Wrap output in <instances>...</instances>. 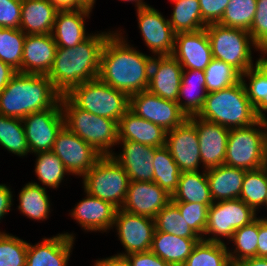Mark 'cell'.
<instances>
[{
    "instance_id": "cell-1",
    "label": "cell",
    "mask_w": 267,
    "mask_h": 266,
    "mask_svg": "<svg viewBox=\"0 0 267 266\" xmlns=\"http://www.w3.org/2000/svg\"><path fill=\"white\" fill-rule=\"evenodd\" d=\"M121 31H113L103 45L98 78L130 96L147 90L153 56L131 46Z\"/></svg>"
},
{
    "instance_id": "cell-2",
    "label": "cell",
    "mask_w": 267,
    "mask_h": 266,
    "mask_svg": "<svg viewBox=\"0 0 267 266\" xmlns=\"http://www.w3.org/2000/svg\"><path fill=\"white\" fill-rule=\"evenodd\" d=\"M113 31L91 33L72 48L57 47L47 76L54 88L66 95L73 87L98 78L103 45Z\"/></svg>"
},
{
    "instance_id": "cell-3",
    "label": "cell",
    "mask_w": 267,
    "mask_h": 266,
    "mask_svg": "<svg viewBox=\"0 0 267 266\" xmlns=\"http://www.w3.org/2000/svg\"><path fill=\"white\" fill-rule=\"evenodd\" d=\"M61 96L47 75L17 72L0 92V114L23 119L52 108Z\"/></svg>"
},
{
    "instance_id": "cell-4",
    "label": "cell",
    "mask_w": 267,
    "mask_h": 266,
    "mask_svg": "<svg viewBox=\"0 0 267 266\" xmlns=\"http://www.w3.org/2000/svg\"><path fill=\"white\" fill-rule=\"evenodd\" d=\"M197 116L228 129L250 126L262 117L251 104L242 80L225 89L207 93Z\"/></svg>"
},
{
    "instance_id": "cell-5",
    "label": "cell",
    "mask_w": 267,
    "mask_h": 266,
    "mask_svg": "<svg viewBox=\"0 0 267 266\" xmlns=\"http://www.w3.org/2000/svg\"><path fill=\"white\" fill-rule=\"evenodd\" d=\"M60 103L65 126L90 144L100 155H111L118 143V122L78 108L66 95Z\"/></svg>"
},
{
    "instance_id": "cell-6",
    "label": "cell",
    "mask_w": 267,
    "mask_h": 266,
    "mask_svg": "<svg viewBox=\"0 0 267 266\" xmlns=\"http://www.w3.org/2000/svg\"><path fill=\"white\" fill-rule=\"evenodd\" d=\"M214 59L224 61L235 68L241 75L254 67L261 59H253L252 49L260 51L247 30L232 28L218 23L208 24L206 27Z\"/></svg>"
},
{
    "instance_id": "cell-7",
    "label": "cell",
    "mask_w": 267,
    "mask_h": 266,
    "mask_svg": "<svg viewBox=\"0 0 267 266\" xmlns=\"http://www.w3.org/2000/svg\"><path fill=\"white\" fill-rule=\"evenodd\" d=\"M66 96L78 107L94 115L119 122L129 110L130 96L99 78L73 87Z\"/></svg>"
},
{
    "instance_id": "cell-8",
    "label": "cell",
    "mask_w": 267,
    "mask_h": 266,
    "mask_svg": "<svg viewBox=\"0 0 267 266\" xmlns=\"http://www.w3.org/2000/svg\"><path fill=\"white\" fill-rule=\"evenodd\" d=\"M82 179L83 190L121 209L130 180L124 168L113 157L101 156Z\"/></svg>"
},
{
    "instance_id": "cell-9",
    "label": "cell",
    "mask_w": 267,
    "mask_h": 266,
    "mask_svg": "<svg viewBox=\"0 0 267 266\" xmlns=\"http://www.w3.org/2000/svg\"><path fill=\"white\" fill-rule=\"evenodd\" d=\"M264 133L265 117L250 126L230 129L224 164L246 171L263 167Z\"/></svg>"
},
{
    "instance_id": "cell-10",
    "label": "cell",
    "mask_w": 267,
    "mask_h": 266,
    "mask_svg": "<svg viewBox=\"0 0 267 266\" xmlns=\"http://www.w3.org/2000/svg\"><path fill=\"white\" fill-rule=\"evenodd\" d=\"M257 216V213L240 199L213 202L208 210V222L202 239L224 244L223 239L229 241L237 229L250 224Z\"/></svg>"
},
{
    "instance_id": "cell-11",
    "label": "cell",
    "mask_w": 267,
    "mask_h": 266,
    "mask_svg": "<svg viewBox=\"0 0 267 266\" xmlns=\"http://www.w3.org/2000/svg\"><path fill=\"white\" fill-rule=\"evenodd\" d=\"M22 122L30 153L51 151L57 134L65 126L60 101L50 109L29 114Z\"/></svg>"
},
{
    "instance_id": "cell-12",
    "label": "cell",
    "mask_w": 267,
    "mask_h": 266,
    "mask_svg": "<svg viewBox=\"0 0 267 266\" xmlns=\"http://www.w3.org/2000/svg\"><path fill=\"white\" fill-rule=\"evenodd\" d=\"M129 109L166 131L182 125L188 119L177 102L161 98L148 90L130 95Z\"/></svg>"
},
{
    "instance_id": "cell-13",
    "label": "cell",
    "mask_w": 267,
    "mask_h": 266,
    "mask_svg": "<svg viewBox=\"0 0 267 266\" xmlns=\"http://www.w3.org/2000/svg\"><path fill=\"white\" fill-rule=\"evenodd\" d=\"M114 228L125 249L117 255L126 256L150 250L155 232L154 219L117 209L112 230Z\"/></svg>"
},
{
    "instance_id": "cell-14",
    "label": "cell",
    "mask_w": 267,
    "mask_h": 266,
    "mask_svg": "<svg viewBox=\"0 0 267 266\" xmlns=\"http://www.w3.org/2000/svg\"><path fill=\"white\" fill-rule=\"evenodd\" d=\"M71 175L83 177L102 156L90 144L64 126L51 150Z\"/></svg>"
},
{
    "instance_id": "cell-15",
    "label": "cell",
    "mask_w": 267,
    "mask_h": 266,
    "mask_svg": "<svg viewBox=\"0 0 267 266\" xmlns=\"http://www.w3.org/2000/svg\"><path fill=\"white\" fill-rule=\"evenodd\" d=\"M136 13L142 40L152 56L172 55L175 33L169 20L151 5L136 10Z\"/></svg>"
},
{
    "instance_id": "cell-16",
    "label": "cell",
    "mask_w": 267,
    "mask_h": 266,
    "mask_svg": "<svg viewBox=\"0 0 267 266\" xmlns=\"http://www.w3.org/2000/svg\"><path fill=\"white\" fill-rule=\"evenodd\" d=\"M165 146L181 172L200 171L202 163L197 130L189 119L167 131Z\"/></svg>"
},
{
    "instance_id": "cell-17",
    "label": "cell",
    "mask_w": 267,
    "mask_h": 266,
    "mask_svg": "<svg viewBox=\"0 0 267 266\" xmlns=\"http://www.w3.org/2000/svg\"><path fill=\"white\" fill-rule=\"evenodd\" d=\"M188 119L195 125L198 135L203 170L224 164L230 129L204 120L197 115Z\"/></svg>"
},
{
    "instance_id": "cell-18",
    "label": "cell",
    "mask_w": 267,
    "mask_h": 266,
    "mask_svg": "<svg viewBox=\"0 0 267 266\" xmlns=\"http://www.w3.org/2000/svg\"><path fill=\"white\" fill-rule=\"evenodd\" d=\"M171 201V195L154 181H129L122 210L154 219L157 213Z\"/></svg>"
},
{
    "instance_id": "cell-19",
    "label": "cell",
    "mask_w": 267,
    "mask_h": 266,
    "mask_svg": "<svg viewBox=\"0 0 267 266\" xmlns=\"http://www.w3.org/2000/svg\"><path fill=\"white\" fill-rule=\"evenodd\" d=\"M172 56L183 70L204 71L213 59L206 29L175 34Z\"/></svg>"
},
{
    "instance_id": "cell-20",
    "label": "cell",
    "mask_w": 267,
    "mask_h": 266,
    "mask_svg": "<svg viewBox=\"0 0 267 266\" xmlns=\"http://www.w3.org/2000/svg\"><path fill=\"white\" fill-rule=\"evenodd\" d=\"M75 239L73 233L64 232L28 243L25 266H68Z\"/></svg>"
},
{
    "instance_id": "cell-21",
    "label": "cell",
    "mask_w": 267,
    "mask_h": 266,
    "mask_svg": "<svg viewBox=\"0 0 267 266\" xmlns=\"http://www.w3.org/2000/svg\"><path fill=\"white\" fill-rule=\"evenodd\" d=\"M183 68L172 55L153 56L147 90L161 98L177 102Z\"/></svg>"
},
{
    "instance_id": "cell-22",
    "label": "cell",
    "mask_w": 267,
    "mask_h": 266,
    "mask_svg": "<svg viewBox=\"0 0 267 266\" xmlns=\"http://www.w3.org/2000/svg\"><path fill=\"white\" fill-rule=\"evenodd\" d=\"M85 198L75 204L70 210V217H73L85 230V232H109L115 220L117 208L109 202L103 201L90 195L84 190Z\"/></svg>"
},
{
    "instance_id": "cell-23",
    "label": "cell",
    "mask_w": 267,
    "mask_h": 266,
    "mask_svg": "<svg viewBox=\"0 0 267 266\" xmlns=\"http://www.w3.org/2000/svg\"><path fill=\"white\" fill-rule=\"evenodd\" d=\"M121 143V144H120ZM122 146L120 153H113V157L126 171L130 181H153V159L155 148L129 140H118Z\"/></svg>"
},
{
    "instance_id": "cell-24",
    "label": "cell",
    "mask_w": 267,
    "mask_h": 266,
    "mask_svg": "<svg viewBox=\"0 0 267 266\" xmlns=\"http://www.w3.org/2000/svg\"><path fill=\"white\" fill-rule=\"evenodd\" d=\"M56 48L52 33L26 35L23 45L22 73L47 75L52 67Z\"/></svg>"
},
{
    "instance_id": "cell-25",
    "label": "cell",
    "mask_w": 267,
    "mask_h": 266,
    "mask_svg": "<svg viewBox=\"0 0 267 266\" xmlns=\"http://www.w3.org/2000/svg\"><path fill=\"white\" fill-rule=\"evenodd\" d=\"M91 12L88 9L57 11L52 31L57 47L72 48L91 35L85 27V20L90 18Z\"/></svg>"
},
{
    "instance_id": "cell-26",
    "label": "cell",
    "mask_w": 267,
    "mask_h": 266,
    "mask_svg": "<svg viewBox=\"0 0 267 266\" xmlns=\"http://www.w3.org/2000/svg\"><path fill=\"white\" fill-rule=\"evenodd\" d=\"M166 136L164 128L137 116L130 109L118 122V140H129L156 148L165 146Z\"/></svg>"
},
{
    "instance_id": "cell-27",
    "label": "cell",
    "mask_w": 267,
    "mask_h": 266,
    "mask_svg": "<svg viewBox=\"0 0 267 266\" xmlns=\"http://www.w3.org/2000/svg\"><path fill=\"white\" fill-rule=\"evenodd\" d=\"M246 170L222 164L206 169L213 202L239 199Z\"/></svg>"
},
{
    "instance_id": "cell-28",
    "label": "cell",
    "mask_w": 267,
    "mask_h": 266,
    "mask_svg": "<svg viewBox=\"0 0 267 266\" xmlns=\"http://www.w3.org/2000/svg\"><path fill=\"white\" fill-rule=\"evenodd\" d=\"M57 11L48 0H22L19 29L26 35L50 34Z\"/></svg>"
},
{
    "instance_id": "cell-29",
    "label": "cell",
    "mask_w": 267,
    "mask_h": 266,
    "mask_svg": "<svg viewBox=\"0 0 267 266\" xmlns=\"http://www.w3.org/2000/svg\"><path fill=\"white\" fill-rule=\"evenodd\" d=\"M201 238H184L155 231L150 250L172 266H183Z\"/></svg>"
},
{
    "instance_id": "cell-30",
    "label": "cell",
    "mask_w": 267,
    "mask_h": 266,
    "mask_svg": "<svg viewBox=\"0 0 267 266\" xmlns=\"http://www.w3.org/2000/svg\"><path fill=\"white\" fill-rule=\"evenodd\" d=\"M205 72L183 70L177 103L187 117L198 115L207 96Z\"/></svg>"
},
{
    "instance_id": "cell-31",
    "label": "cell",
    "mask_w": 267,
    "mask_h": 266,
    "mask_svg": "<svg viewBox=\"0 0 267 266\" xmlns=\"http://www.w3.org/2000/svg\"><path fill=\"white\" fill-rule=\"evenodd\" d=\"M172 202L200 203L211 206L213 204L206 170L181 172L178 186L171 196Z\"/></svg>"
},
{
    "instance_id": "cell-32",
    "label": "cell",
    "mask_w": 267,
    "mask_h": 266,
    "mask_svg": "<svg viewBox=\"0 0 267 266\" xmlns=\"http://www.w3.org/2000/svg\"><path fill=\"white\" fill-rule=\"evenodd\" d=\"M20 214L37 221L49 219L51 213L50 197L47 190L35 181L28 182L18 194Z\"/></svg>"
},
{
    "instance_id": "cell-33",
    "label": "cell",
    "mask_w": 267,
    "mask_h": 266,
    "mask_svg": "<svg viewBox=\"0 0 267 266\" xmlns=\"http://www.w3.org/2000/svg\"><path fill=\"white\" fill-rule=\"evenodd\" d=\"M173 12L168 19L175 34L196 32L207 25L203 22L199 0H170Z\"/></svg>"
},
{
    "instance_id": "cell-34",
    "label": "cell",
    "mask_w": 267,
    "mask_h": 266,
    "mask_svg": "<svg viewBox=\"0 0 267 266\" xmlns=\"http://www.w3.org/2000/svg\"><path fill=\"white\" fill-rule=\"evenodd\" d=\"M248 80H246V78ZM247 96L262 117L267 112V63L261 58L254 67L241 75ZM248 84H247V83ZM265 112V113H264Z\"/></svg>"
},
{
    "instance_id": "cell-35",
    "label": "cell",
    "mask_w": 267,
    "mask_h": 266,
    "mask_svg": "<svg viewBox=\"0 0 267 266\" xmlns=\"http://www.w3.org/2000/svg\"><path fill=\"white\" fill-rule=\"evenodd\" d=\"M152 164L154 166L153 181L172 196L177 189L181 171L166 146L155 148Z\"/></svg>"
},
{
    "instance_id": "cell-36",
    "label": "cell",
    "mask_w": 267,
    "mask_h": 266,
    "mask_svg": "<svg viewBox=\"0 0 267 266\" xmlns=\"http://www.w3.org/2000/svg\"><path fill=\"white\" fill-rule=\"evenodd\" d=\"M229 241L234 244L232 250L229 247L227 249L232 266L257 256L258 217L250 224L237 229Z\"/></svg>"
},
{
    "instance_id": "cell-37",
    "label": "cell",
    "mask_w": 267,
    "mask_h": 266,
    "mask_svg": "<svg viewBox=\"0 0 267 266\" xmlns=\"http://www.w3.org/2000/svg\"><path fill=\"white\" fill-rule=\"evenodd\" d=\"M34 155L36 156L34 171L40 184L44 189L49 187L56 190L64 182L65 175H70V173L52 151L39 152Z\"/></svg>"
},
{
    "instance_id": "cell-38",
    "label": "cell",
    "mask_w": 267,
    "mask_h": 266,
    "mask_svg": "<svg viewBox=\"0 0 267 266\" xmlns=\"http://www.w3.org/2000/svg\"><path fill=\"white\" fill-rule=\"evenodd\" d=\"M226 243L201 239L194 246L183 266H232Z\"/></svg>"
},
{
    "instance_id": "cell-39",
    "label": "cell",
    "mask_w": 267,
    "mask_h": 266,
    "mask_svg": "<svg viewBox=\"0 0 267 266\" xmlns=\"http://www.w3.org/2000/svg\"><path fill=\"white\" fill-rule=\"evenodd\" d=\"M0 145L22 158L30 153L22 119L0 114Z\"/></svg>"
},
{
    "instance_id": "cell-40",
    "label": "cell",
    "mask_w": 267,
    "mask_h": 266,
    "mask_svg": "<svg viewBox=\"0 0 267 266\" xmlns=\"http://www.w3.org/2000/svg\"><path fill=\"white\" fill-rule=\"evenodd\" d=\"M267 192V168L248 170L243 179L239 199L251 207L257 214L264 206Z\"/></svg>"
},
{
    "instance_id": "cell-41",
    "label": "cell",
    "mask_w": 267,
    "mask_h": 266,
    "mask_svg": "<svg viewBox=\"0 0 267 266\" xmlns=\"http://www.w3.org/2000/svg\"><path fill=\"white\" fill-rule=\"evenodd\" d=\"M154 222L155 231L184 238H200L182 217L179 208L172 201L157 213Z\"/></svg>"
},
{
    "instance_id": "cell-42",
    "label": "cell",
    "mask_w": 267,
    "mask_h": 266,
    "mask_svg": "<svg viewBox=\"0 0 267 266\" xmlns=\"http://www.w3.org/2000/svg\"><path fill=\"white\" fill-rule=\"evenodd\" d=\"M26 34L20 29L0 28V60L22 73L23 45Z\"/></svg>"
},
{
    "instance_id": "cell-43",
    "label": "cell",
    "mask_w": 267,
    "mask_h": 266,
    "mask_svg": "<svg viewBox=\"0 0 267 266\" xmlns=\"http://www.w3.org/2000/svg\"><path fill=\"white\" fill-rule=\"evenodd\" d=\"M257 10V0H230L218 24L249 31Z\"/></svg>"
},
{
    "instance_id": "cell-44",
    "label": "cell",
    "mask_w": 267,
    "mask_h": 266,
    "mask_svg": "<svg viewBox=\"0 0 267 266\" xmlns=\"http://www.w3.org/2000/svg\"><path fill=\"white\" fill-rule=\"evenodd\" d=\"M204 72L207 93L225 89L241 80V74L235 68L224 61L214 58Z\"/></svg>"
},
{
    "instance_id": "cell-45",
    "label": "cell",
    "mask_w": 267,
    "mask_h": 266,
    "mask_svg": "<svg viewBox=\"0 0 267 266\" xmlns=\"http://www.w3.org/2000/svg\"><path fill=\"white\" fill-rule=\"evenodd\" d=\"M28 242L0 231V266H25Z\"/></svg>"
},
{
    "instance_id": "cell-46",
    "label": "cell",
    "mask_w": 267,
    "mask_h": 266,
    "mask_svg": "<svg viewBox=\"0 0 267 266\" xmlns=\"http://www.w3.org/2000/svg\"><path fill=\"white\" fill-rule=\"evenodd\" d=\"M192 230L202 239L208 222L209 206L200 203L173 202Z\"/></svg>"
},
{
    "instance_id": "cell-47",
    "label": "cell",
    "mask_w": 267,
    "mask_h": 266,
    "mask_svg": "<svg viewBox=\"0 0 267 266\" xmlns=\"http://www.w3.org/2000/svg\"><path fill=\"white\" fill-rule=\"evenodd\" d=\"M248 32L261 51L267 48V0H257V10Z\"/></svg>"
},
{
    "instance_id": "cell-48",
    "label": "cell",
    "mask_w": 267,
    "mask_h": 266,
    "mask_svg": "<svg viewBox=\"0 0 267 266\" xmlns=\"http://www.w3.org/2000/svg\"><path fill=\"white\" fill-rule=\"evenodd\" d=\"M22 0H0V28H20Z\"/></svg>"
},
{
    "instance_id": "cell-49",
    "label": "cell",
    "mask_w": 267,
    "mask_h": 266,
    "mask_svg": "<svg viewBox=\"0 0 267 266\" xmlns=\"http://www.w3.org/2000/svg\"><path fill=\"white\" fill-rule=\"evenodd\" d=\"M230 0H199L203 22L208 25L218 23Z\"/></svg>"
},
{
    "instance_id": "cell-50",
    "label": "cell",
    "mask_w": 267,
    "mask_h": 266,
    "mask_svg": "<svg viewBox=\"0 0 267 266\" xmlns=\"http://www.w3.org/2000/svg\"><path fill=\"white\" fill-rule=\"evenodd\" d=\"M125 257L130 266H172L154 254L151 250L140 253H131Z\"/></svg>"
},
{
    "instance_id": "cell-51",
    "label": "cell",
    "mask_w": 267,
    "mask_h": 266,
    "mask_svg": "<svg viewBox=\"0 0 267 266\" xmlns=\"http://www.w3.org/2000/svg\"><path fill=\"white\" fill-rule=\"evenodd\" d=\"M257 257L267 258V218L258 216Z\"/></svg>"
},
{
    "instance_id": "cell-52",
    "label": "cell",
    "mask_w": 267,
    "mask_h": 266,
    "mask_svg": "<svg viewBox=\"0 0 267 266\" xmlns=\"http://www.w3.org/2000/svg\"><path fill=\"white\" fill-rule=\"evenodd\" d=\"M13 191H11V188L7 186L6 184H0V220L8 214V212L11 209L13 204ZM1 223V221H0Z\"/></svg>"
},
{
    "instance_id": "cell-53",
    "label": "cell",
    "mask_w": 267,
    "mask_h": 266,
    "mask_svg": "<svg viewBox=\"0 0 267 266\" xmlns=\"http://www.w3.org/2000/svg\"><path fill=\"white\" fill-rule=\"evenodd\" d=\"M94 266H130L125 256L114 254L110 257L97 259Z\"/></svg>"
},
{
    "instance_id": "cell-54",
    "label": "cell",
    "mask_w": 267,
    "mask_h": 266,
    "mask_svg": "<svg viewBox=\"0 0 267 266\" xmlns=\"http://www.w3.org/2000/svg\"><path fill=\"white\" fill-rule=\"evenodd\" d=\"M17 73L10 65L0 60V92L7 86L11 78Z\"/></svg>"
},
{
    "instance_id": "cell-55",
    "label": "cell",
    "mask_w": 267,
    "mask_h": 266,
    "mask_svg": "<svg viewBox=\"0 0 267 266\" xmlns=\"http://www.w3.org/2000/svg\"><path fill=\"white\" fill-rule=\"evenodd\" d=\"M57 10H77L78 0H48Z\"/></svg>"
},
{
    "instance_id": "cell-56",
    "label": "cell",
    "mask_w": 267,
    "mask_h": 266,
    "mask_svg": "<svg viewBox=\"0 0 267 266\" xmlns=\"http://www.w3.org/2000/svg\"><path fill=\"white\" fill-rule=\"evenodd\" d=\"M236 266H267V258L255 256L241 261Z\"/></svg>"
},
{
    "instance_id": "cell-57",
    "label": "cell",
    "mask_w": 267,
    "mask_h": 266,
    "mask_svg": "<svg viewBox=\"0 0 267 266\" xmlns=\"http://www.w3.org/2000/svg\"><path fill=\"white\" fill-rule=\"evenodd\" d=\"M95 3L96 0H78V9H88L92 11Z\"/></svg>"
},
{
    "instance_id": "cell-58",
    "label": "cell",
    "mask_w": 267,
    "mask_h": 266,
    "mask_svg": "<svg viewBox=\"0 0 267 266\" xmlns=\"http://www.w3.org/2000/svg\"><path fill=\"white\" fill-rule=\"evenodd\" d=\"M263 163H264V167L267 168V117H265Z\"/></svg>"
},
{
    "instance_id": "cell-59",
    "label": "cell",
    "mask_w": 267,
    "mask_h": 266,
    "mask_svg": "<svg viewBox=\"0 0 267 266\" xmlns=\"http://www.w3.org/2000/svg\"><path fill=\"white\" fill-rule=\"evenodd\" d=\"M121 1L132 2V3L134 2L136 10L150 6V4H147L146 2H144V0H121Z\"/></svg>"
},
{
    "instance_id": "cell-60",
    "label": "cell",
    "mask_w": 267,
    "mask_h": 266,
    "mask_svg": "<svg viewBox=\"0 0 267 266\" xmlns=\"http://www.w3.org/2000/svg\"><path fill=\"white\" fill-rule=\"evenodd\" d=\"M261 58L267 63V48L261 51Z\"/></svg>"
},
{
    "instance_id": "cell-61",
    "label": "cell",
    "mask_w": 267,
    "mask_h": 266,
    "mask_svg": "<svg viewBox=\"0 0 267 266\" xmlns=\"http://www.w3.org/2000/svg\"><path fill=\"white\" fill-rule=\"evenodd\" d=\"M264 206H265V209L267 210V192H266V197H265V201H264Z\"/></svg>"
}]
</instances>
